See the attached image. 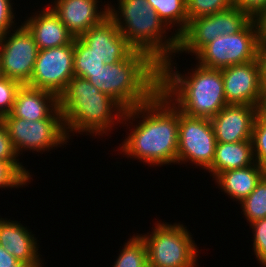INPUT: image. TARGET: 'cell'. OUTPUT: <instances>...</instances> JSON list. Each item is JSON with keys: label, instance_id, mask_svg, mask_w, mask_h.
Instances as JSON below:
<instances>
[{"label": "cell", "instance_id": "cell-13", "mask_svg": "<svg viewBox=\"0 0 266 267\" xmlns=\"http://www.w3.org/2000/svg\"><path fill=\"white\" fill-rule=\"evenodd\" d=\"M105 64L126 59L134 49L121 34L116 23L107 16L79 37Z\"/></svg>", "mask_w": 266, "mask_h": 267}, {"label": "cell", "instance_id": "cell-10", "mask_svg": "<svg viewBox=\"0 0 266 267\" xmlns=\"http://www.w3.org/2000/svg\"><path fill=\"white\" fill-rule=\"evenodd\" d=\"M13 32L9 31L0 37V66L3 77L27 85L32 77L39 49L34 36L23 23Z\"/></svg>", "mask_w": 266, "mask_h": 267}, {"label": "cell", "instance_id": "cell-7", "mask_svg": "<svg viewBox=\"0 0 266 267\" xmlns=\"http://www.w3.org/2000/svg\"><path fill=\"white\" fill-rule=\"evenodd\" d=\"M257 46L256 29L251 20L235 34L218 36L194 56L199 65L221 70L256 60Z\"/></svg>", "mask_w": 266, "mask_h": 267}, {"label": "cell", "instance_id": "cell-11", "mask_svg": "<svg viewBox=\"0 0 266 267\" xmlns=\"http://www.w3.org/2000/svg\"><path fill=\"white\" fill-rule=\"evenodd\" d=\"M74 77V39L66 45L38 51L30 87L59 95Z\"/></svg>", "mask_w": 266, "mask_h": 267}, {"label": "cell", "instance_id": "cell-6", "mask_svg": "<svg viewBox=\"0 0 266 267\" xmlns=\"http://www.w3.org/2000/svg\"><path fill=\"white\" fill-rule=\"evenodd\" d=\"M153 231L140 236L145 241L149 267H196L198 249L183 224L159 222ZM197 264V265H196Z\"/></svg>", "mask_w": 266, "mask_h": 267}, {"label": "cell", "instance_id": "cell-14", "mask_svg": "<svg viewBox=\"0 0 266 267\" xmlns=\"http://www.w3.org/2000/svg\"><path fill=\"white\" fill-rule=\"evenodd\" d=\"M257 107L228 104L210 118L217 142L235 143L252 138Z\"/></svg>", "mask_w": 266, "mask_h": 267}, {"label": "cell", "instance_id": "cell-26", "mask_svg": "<svg viewBox=\"0 0 266 267\" xmlns=\"http://www.w3.org/2000/svg\"><path fill=\"white\" fill-rule=\"evenodd\" d=\"M240 206L249 223L266 218V174L256 188L240 202Z\"/></svg>", "mask_w": 266, "mask_h": 267}, {"label": "cell", "instance_id": "cell-39", "mask_svg": "<svg viewBox=\"0 0 266 267\" xmlns=\"http://www.w3.org/2000/svg\"><path fill=\"white\" fill-rule=\"evenodd\" d=\"M0 267H31L29 264L17 261L14 265H3Z\"/></svg>", "mask_w": 266, "mask_h": 267}, {"label": "cell", "instance_id": "cell-22", "mask_svg": "<svg viewBox=\"0 0 266 267\" xmlns=\"http://www.w3.org/2000/svg\"><path fill=\"white\" fill-rule=\"evenodd\" d=\"M159 18L171 29L176 26L179 37L189 24L186 0H147ZM176 24V25H175ZM179 27V28H178Z\"/></svg>", "mask_w": 266, "mask_h": 267}, {"label": "cell", "instance_id": "cell-32", "mask_svg": "<svg viewBox=\"0 0 266 267\" xmlns=\"http://www.w3.org/2000/svg\"><path fill=\"white\" fill-rule=\"evenodd\" d=\"M253 229V250L257 261L266 267V218L249 223Z\"/></svg>", "mask_w": 266, "mask_h": 267}, {"label": "cell", "instance_id": "cell-18", "mask_svg": "<svg viewBox=\"0 0 266 267\" xmlns=\"http://www.w3.org/2000/svg\"><path fill=\"white\" fill-rule=\"evenodd\" d=\"M39 12V14H38ZM29 17L23 24L34 36L39 50L60 47L69 44L73 35L48 6Z\"/></svg>", "mask_w": 266, "mask_h": 267}, {"label": "cell", "instance_id": "cell-30", "mask_svg": "<svg viewBox=\"0 0 266 267\" xmlns=\"http://www.w3.org/2000/svg\"><path fill=\"white\" fill-rule=\"evenodd\" d=\"M31 182L12 162L0 161V188H19Z\"/></svg>", "mask_w": 266, "mask_h": 267}, {"label": "cell", "instance_id": "cell-8", "mask_svg": "<svg viewBox=\"0 0 266 267\" xmlns=\"http://www.w3.org/2000/svg\"><path fill=\"white\" fill-rule=\"evenodd\" d=\"M1 121L8 130L18 156L25 150L39 153L68 142L63 118L29 121L19 117H2Z\"/></svg>", "mask_w": 266, "mask_h": 267}, {"label": "cell", "instance_id": "cell-27", "mask_svg": "<svg viewBox=\"0 0 266 267\" xmlns=\"http://www.w3.org/2000/svg\"><path fill=\"white\" fill-rule=\"evenodd\" d=\"M233 6V0H186L188 20L208 16Z\"/></svg>", "mask_w": 266, "mask_h": 267}, {"label": "cell", "instance_id": "cell-2", "mask_svg": "<svg viewBox=\"0 0 266 267\" xmlns=\"http://www.w3.org/2000/svg\"><path fill=\"white\" fill-rule=\"evenodd\" d=\"M172 59L174 56L160 67V91L179 111L191 117L210 119L228 105L220 69L197 63L192 73L182 75L173 67Z\"/></svg>", "mask_w": 266, "mask_h": 267}, {"label": "cell", "instance_id": "cell-31", "mask_svg": "<svg viewBox=\"0 0 266 267\" xmlns=\"http://www.w3.org/2000/svg\"><path fill=\"white\" fill-rule=\"evenodd\" d=\"M21 84L15 80L3 77L0 79V119L11 113L16 93Z\"/></svg>", "mask_w": 266, "mask_h": 267}, {"label": "cell", "instance_id": "cell-12", "mask_svg": "<svg viewBox=\"0 0 266 267\" xmlns=\"http://www.w3.org/2000/svg\"><path fill=\"white\" fill-rule=\"evenodd\" d=\"M227 104L257 107L264 91L257 60L221 69Z\"/></svg>", "mask_w": 266, "mask_h": 267}, {"label": "cell", "instance_id": "cell-4", "mask_svg": "<svg viewBox=\"0 0 266 267\" xmlns=\"http://www.w3.org/2000/svg\"><path fill=\"white\" fill-rule=\"evenodd\" d=\"M84 79L127 110L148 102L160 90V66L146 53L134 50L126 59L104 64Z\"/></svg>", "mask_w": 266, "mask_h": 267}, {"label": "cell", "instance_id": "cell-15", "mask_svg": "<svg viewBox=\"0 0 266 267\" xmlns=\"http://www.w3.org/2000/svg\"><path fill=\"white\" fill-rule=\"evenodd\" d=\"M99 0H54L48 6L74 38L80 37L91 27L100 24L108 16V4L98 9ZM102 10V11H101Z\"/></svg>", "mask_w": 266, "mask_h": 267}, {"label": "cell", "instance_id": "cell-20", "mask_svg": "<svg viewBox=\"0 0 266 267\" xmlns=\"http://www.w3.org/2000/svg\"><path fill=\"white\" fill-rule=\"evenodd\" d=\"M255 163L252 140L235 143L217 142L212 165L207 169L215 178L219 173L248 167Z\"/></svg>", "mask_w": 266, "mask_h": 267}, {"label": "cell", "instance_id": "cell-17", "mask_svg": "<svg viewBox=\"0 0 266 267\" xmlns=\"http://www.w3.org/2000/svg\"><path fill=\"white\" fill-rule=\"evenodd\" d=\"M18 221L0 218V246L18 261L31 267H42L38 244L34 234Z\"/></svg>", "mask_w": 266, "mask_h": 267}, {"label": "cell", "instance_id": "cell-29", "mask_svg": "<svg viewBox=\"0 0 266 267\" xmlns=\"http://www.w3.org/2000/svg\"><path fill=\"white\" fill-rule=\"evenodd\" d=\"M14 146L12 145L8 130L0 119V161L12 162L29 180L32 175L17 159Z\"/></svg>", "mask_w": 266, "mask_h": 267}, {"label": "cell", "instance_id": "cell-35", "mask_svg": "<svg viewBox=\"0 0 266 267\" xmlns=\"http://www.w3.org/2000/svg\"><path fill=\"white\" fill-rule=\"evenodd\" d=\"M255 25L258 44H266V8L252 17Z\"/></svg>", "mask_w": 266, "mask_h": 267}, {"label": "cell", "instance_id": "cell-5", "mask_svg": "<svg viewBox=\"0 0 266 267\" xmlns=\"http://www.w3.org/2000/svg\"><path fill=\"white\" fill-rule=\"evenodd\" d=\"M117 2L118 10L108 4V16L116 23L134 50L146 53L160 67L172 58V55L175 56L179 37L174 33L167 39L165 35L170 31L168 26L147 0Z\"/></svg>", "mask_w": 266, "mask_h": 267}, {"label": "cell", "instance_id": "cell-16", "mask_svg": "<svg viewBox=\"0 0 266 267\" xmlns=\"http://www.w3.org/2000/svg\"><path fill=\"white\" fill-rule=\"evenodd\" d=\"M4 117H19L29 121L63 118L56 94L28 85H21L16 93L11 113Z\"/></svg>", "mask_w": 266, "mask_h": 267}, {"label": "cell", "instance_id": "cell-33", "mask_svg": "<svg viewBox=\"0 0 266 267\" xmlns=\"http://www.w3.org/2000/svg\"><path fill=\"white\" fill-rule=\"evenodd\" d=\"M12 6L11 0H0V37L13 31L12 27L16 25L13 21L15 15Z\"/></svg>", "mask_w": 266, "mask_h": 267}, {"label": "cell", "instance_id": "cell-23", "mask_svg": "<svg viewBox=\"0 0 266 267\" xmlns=\"http://www.w3.org/2000/svg\"><path fill=\"white\" fill-rule=\"evenodd\" d=\"M113 267H149L145 241L138 235L124 244Z\"/></svg>", "mask_w": 266, "mask_h": 267}, {"label": "cell", "instance_id": "cell-9", "mask_svg": "<svg viewBox=\"0 0 266 267\" xmlns=\"http://www.w3.org/2000/svg\"><path fill=\"white\" fill-rule=\"evenodd\" d=\"M217 140L209 118L179 111L177 163H193L207 170L214 160Z\"/></svg>", "mask_w": 266, "mask_h": 267}, {"label": "cell", "instance_id": "cell-34", "mask_svg": "<svg viewBox=\"0 0 266 267\" xmlns=\"http://www.w3.org/2000/svg\"><path fill=\"white\" fill-rule=\"evenodd\" d=\"M233 5L252 18L260 10L266 8V0H233Z\"/></svg>", "mask_w": 266, "mask_h": 267}, {"label": "cell", "instance_id": "cell-25", "mask_svg": "<svg viewBox=\"0 0 266 267\" xmlns=\"http://www.w3.org/2000/svg\"><path fill=\"white\" fill-rule=\"evenodd\" d=\"M104 64L79 37L74 38V76L84 78L87 73L101 69Z\"/></svg>", "mask_w": 266, "mask_h": 267}, {"label": "cell", "instance_id": "cell-40", "mask_svg": "<svg viewBox=\"0 0 266 267\" xmlns=\"http://www.w3.org/2000/svg\"><path fill=\"white\" fill-rule=\"evenodd\" d=\"M3 78V73H2V69H1V66H0V79Z\"/></svg>", "mask_w": 266, "mask_h": 267}, {"label": "cell", "instance_id": "cell-21", "mask_svg": "<svg viewBox=\"0 0 266 267\" xmlns=\"http://www.w3.org/2000/svg\"><path fill=\"white\" fill-rule=\"evenodd\" d=\"M217 38L215 14L191 19L186 30L179 36L177 53L197 54L205 45Z\"/></svg>", "mask_w": 266, "mask_h": 267}, {"label": "cell", "instance_id": "cell-24", "mask_svg": "<svg viewBox=\"0 0 266 267\" xmlns=\"http://www.w3.org/2000/svg\"><path fill=\"white\" fill-rule=\"evenodd\" d=\"M252 18L236 6L215 13L217 37L241 31Z\"/></svg>", "mask_w": 266, "mask_h": 267}, {"label": "cell", "instance_id": "cell-3", "mask_svg": "<svg viewBox=\"0 0 266 267\" xmlns=\"http://www.w3.org/2000/svg\"><path fill=\"white\" fill-rule=\"evenodd\" d=\"M58 101L68 139L73 131L103 136L116 123H123L125 109L88 79L74 76Z\"/></svg>", "mask_w": 266, "mask_h": 267}, {"label": "cell", "instance_id": "cell-28", "mask_svg": "<svg viewBox=\"0 0 266 267\" xmlns=\"http://www.w3.org/2000/svg\"><path fill=\"white\" fill-rule=\"evenodd\" d=\"M251 140L255 162L266 169V122L258 116L254 121Z\"/></svg>", "mask_w": 266, "mask_h": 267}, {"label": "cell", "instance_id": "cell-37", "mask_svg": "<svg viewBox=\"0 0 266 267\" xmlns=\"http://www.w3.org/2000/svg\"><path fill=\"white\" fill-rule=\"evenodd\" d=\"M257 116L266 122V89H264L257 104Z\"/></svg>", "mask_w": 266, "mask_h": 267}, {"label": "cell", "instance_id": "cell-19", "mask_svg": "<svg viewBox=\"0 0 266 267\" xmlns=\"http://www.w3.org/2000/svg\"><path fill=\"white\" fill-rule=\"evenodd\" d=\"M265 174L266 169L255 162L248 167L221 172L213 180L220 190L240 203L256 188Z\"/></svg>", "mask_w": 266, "mask_h": 267}, {"label": "cell", "instance_id": "cell-1", "mask_svg": "<svg viewBox=\"0 0 266 267\" xmlns=\"http://www.w3.org/2000/svg\"><path fill=\"white\" fill-rule=\"evenodd\" d=\"M140 117L120 145L123 154L149 166L177 164L179 109L159 90L148 102L125 110L122 122L133 124Z\"/></svg>", "mask_w": 266, "mask_h": 267}, {"label": "cell", "instance_id": "cell-36", "mask_svg": "<svg viewBox=\"0 0 266 267\" xmlns=\"http://www.w3.org/2000/svg\"><path fill=\"white\" fill-rule=\"evenodd\" d=\"M256 60L259 64L262 84L266 89V44H258Z\"/></svg>", "mask_w": 266, "mask_h": 267}, {"label": "cell", "instance_id": "cell-38", "mask_svg": "<svg viewBox=\"0 0 266 267\" xmlns=\"http://www.w3.org/2000/svg\"><path fill=\"white\" fill-rule=\"evenodd\" d=\"M18 260L0 246V266L14 265Z\"/></svg>", "mask_w": 266, "mask_h": 267}]
</instances>
